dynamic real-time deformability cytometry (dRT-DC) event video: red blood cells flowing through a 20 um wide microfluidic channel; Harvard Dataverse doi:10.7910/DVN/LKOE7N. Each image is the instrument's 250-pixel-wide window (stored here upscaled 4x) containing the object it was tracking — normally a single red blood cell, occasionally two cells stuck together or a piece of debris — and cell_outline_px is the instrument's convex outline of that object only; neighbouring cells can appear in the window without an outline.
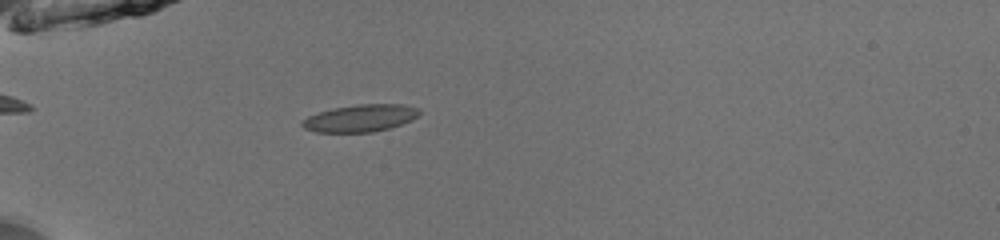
{"species": "common noctule bat (a hibernating species)", "species_latin": "Nyctalus noctula", "temperature_condition": "room temperature", "stored_images_in_passage": 36, "camera_frame_rate_fps": 3000, "um_per_image_px": 0.085, "animal": {"sex": "male", "body_mass_g": 13.0, "forearm_length_mm": 53.1}, "frame": {"image": 1, "passage_image": 1, "time_ms": 0.0, "image_size_px": [1000, 240], "cell_outline_px": [[420, 112], [412, 120], [388, 128], [372, 132], [316, 132], [304, 128], [300, 124], [300, 120], [308, 116], [332, 108], [356, 104], [404, 104], [420, 108]], "centroid_in_image_um": [30.61, 10.03], "position_along_channel_um": 54.4, "area_um2": 18.61}}
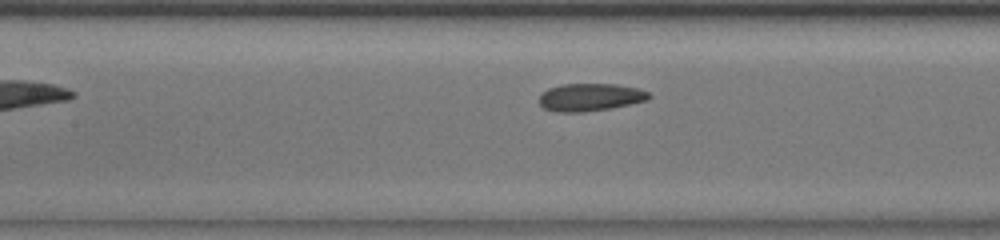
{"frame": {"image": 2, "passage_image": 10, "time_ms": 3.0, "image_size_px": [1000, 240], "cell_outline_px": [[652, 96], [648, 100], [608, 108], [584, 112], [556, 112], [544, 108], [540, 104], [540, 96], [548, 88], [564, 84], [616, 84], [640, 88], [648, 92]], "centroid_in_image_um": [50.19, 8.26], "position_along_channel_um": 157.2, "area_um2": 17.57}}
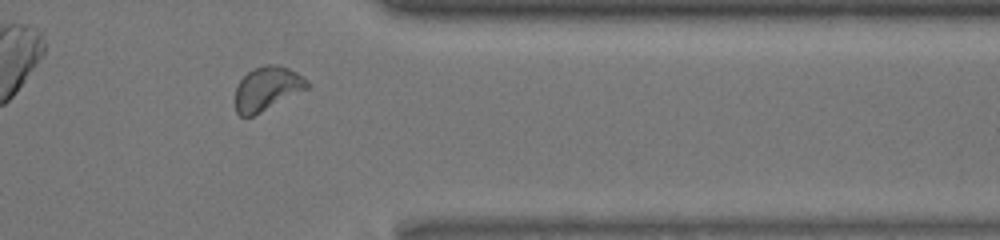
{"frame": {"image": 3, "passage_image": 28, "time_ms": 9.0, "image_size_px": [1000, 240], "cell_outline_px": [[312, 84], [308, 88], [252, 116], [240, 116], [236, 112], [236, 88], [240, 80], [248, 72], [264, 64], [276, 64], [288, 68], [296, 72], [308, 80]], "centroid_in_image_um": [22.72, 7.51], "position_along_channel_um": 388.7, "area_um2": 18.15}, "authors_computed_cell_mechanics": {"area_um2": 17.6001, "velocity_mm_per_s": 3.9285, "shape_relaxation_time_tau1_ms": 4.1715, "shape_relaxation_time_tau2_ms": 2.3639, "deformation_change_tau1": 0.0795, "deformation_change_tau2": 0.0493}}